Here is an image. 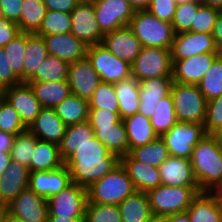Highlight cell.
<instances>
[{
    "label": "cell",
    "mask_w": 222,
    "mask_h": 222,
    "mask_svg": "<svg viewBox=\"0 0 222 222\" xmlns=\"http://www.w3.org/2000/svg\"><path fill=\"white\" fill-rule=\"evenodd\" d=\"M171 96L178 122L204 124L207 100L196 84L174 82L171 89Z\"/></svg>",
    "instance_id": "obj_6"
},
{
    "label": "cell",
    "mask_w": 222,
    "mask_h": 222,
    "mask_svg": "<svg viewBox=\"0 0 222 222\" xmlns=\"http://www.w3.org/2000/svg\"><path fill=\"white\" fill-rule=\"evenodd\" d=\"M172 77H154L139 81V113L150 118L159 101L171 94Z\"/></svg>",
    "instance_id": "obj_21"
},
{
    "label": "cell",
    "mask_w": 222,
    "mask_h": 222,
    "mask_svg": "<svg viewBox=\"0 0 222 222\" xmlns=\"http://www.w3.org/2000/svg\"><path fill=\"white\" fill-rule=\"evenodd\" d=\"M206 134L202 123L177 122L160 137L168 148L170 156L190 159L194 146Z\"/></svg>",
    "instance_id": "obj_8"
},
{
    "label": "cell",
    "mask_w": 222,
    "mask_h": 222,
    "mask_svg": "<svg viewBox=\"0 0 222 222\" xmlns=\"http://www.w3.org/2000/svg\"><path fill=\"white\" fill-rule=\"evenodd\" d=\"M22 83L10 67L9 57L4 48H0V87L2 89Z\"/></svg>",
    "instance_id": "obj_51"
},
{
    "label": "cell",
    "mask_w": 222,
    "mask_h": 222,
    "mask_svg": "<svg viewBox=\"0 0 222 222\" xmlns=\"http://www.w3.org/2000/svg\"><path fill=\"white\" fill-rule=\"evenodd\" d=\"M87 201V188L72 182L58 194L47 199L48 216L85 218Z\"/></svg>",
    "instance_id": "obj_10"
},
{
    "label": "cell",
    "mask_w": 222,
    "mask_h": 222,
    "mask_svg": "<svg viewBox=\"0 0 222 222\" xmlns=\"http://www.w3.org/2000/svg\"><path fill=\"white\" fill-rule=\"evenodd\" d=\"M119 101L112 83L101 82L89 100V109H108L119 112Z\"/></svg>",
    "instance_id": "obj_43"
},
{
    "label": "cell",
    "mask_w": 222,
    "mask_h": 222,
    "mask_svg": "<svg viewBox=\"0 0 222 222\" xmlns=\"http://www.w3.org/2000/svg\"><path fill=\"white\" fill-rule=\"evenodd\" d=\"M118 98L120 119L132 116L139 112V81L130 76L127 79L113 84Z\"/></svg>",
    "instance_id": "obj_29"
},
{
    "label": "cell",
    "mask_w": 222,
    "mask_h": 222,
    "mask_svg": "<svg viewBox=\"0 0 222 222\" xmlns=\"http://www.w3.org/2000/svg\"><path fill=\"white\" fill-rule=\"evenodd\" d=\"M119 163L120 158L96 137L77 148L65 161L72 182L85 188L110 173Z\"/></svg>",
    "instance_id": "obj_1"
},
{
    "label": "cell",
    "mask_w": 222,
    "mask_h": 222,
    "mask_svg": "<svg viewBox=\"0 0 222 222\" xmlns=\"http://www.w3.org/2000/svg\"><path fill=\"white\" fill-rule=\"evenodd\" d=\"M217 141L222 144V125L213 133Z\"/></svg>",
    "instance_id": "obj_66"
},
{
    "label": "cell",
    "mask_w": 222,
    "mask_h": 222,
    "mask_svg": "<svg viewBox=\"0 0 222 222\" xmlns=\"http://www.w3.org/2000/svg\"><path fill=\"white\" fill-rule=\"evenodd\" d=\"M48 54L68 63L87 57L88 45L75 38L71 33L42 36Z\"/></svg>",
    "instance_id": "obj_23"
},
{
    "label": "cell",
    "mask_w": 222,
    "mask_h": 222,
    "mask_svg": "<svg viewBox=\"0 0 222 222\" xmlns=\"http://www.w3.org/2000/svg\"><path fill=\"white\" fill-rule=\"evenodd\" d=\"M150 122L158 136L166 133L178 122L171 94L159 101L153 115L150 117Z\"/></svg>",
    "instance_id": "obj_39"
},
{
    "label": "cell",
    "mask_w": 222,
    "mask_h": 222,
    "mask_svg": "<svg viewBox=\"0 0 222 222\" xmlns=\"http://www.w3.org/2000/svg\"><path fill=\"white\" fill-rule=\"evenodd\" d=\"M78 4L81 3H93L95 0H75Z\"/></svg>",
    "instance_id": "obj_68"
},
{
    "label": "cell",
    "mask_w": 222,
    "mask_h": 222,
    "mask_svg": "<svg viewBox=\"0 0 222 222\" xmlns=\"http://www.w3.org/2000/svg\"><path fill=\"white\" fill-rule=\"evenodd\" d=\"M54 109L66 126L88 121L89 101L74 94H70Z\"/></svg>",
    "instance_id": "obj_35"
},
{
    "label": "cell",
    "mask_w": 222,
    "mask_h": 222,
    "mask_svg": "<svg viewBox=\"0 0 222 222\" xmlns=\"http://www.w3.org/2000/svg\"><path fill=\"white\" fill-rule=\"evenodd\" d=\"M23 0H0V15L18 24Z\"/></svg>",
    "instance_id": "obj_54"
},
{
    "label": "cell",
    "mask_w": 222,
    "mask_h": 222,
    "mask_svg": "<svg viewBox=\"0 0 222 222\" xmlns=\"http://www.w3.org/2000/svg\"><path fill=\"white\" fill-rule=\"evenodd\" d=\"M47 12L43 0H23L20 20L17 24L22 33L35 34Z\"/></svg>",
    "instance_id": "obj_36"
},
{
    "label": "cell",
    "mask_w": 222,
    "mask_h": 222,
    "mask_svg": "<svg viewBox=\"0 0 222 222\" xmlns=\"http://www.w3.org/2000/svg\"><path fill=\"white\" fill-rule=\"evenodd\" d=\"M26 83L32 88L42 108H55L71 94V89L67 81Z\"/></svg>",
    "instance_id": "obj_31"
},
{
    "label": "cell",
    "mask_w": 222,
    "mask_h": 222,
    "mask_svg": "<svg viewBox=\"0 0 222 222\" xmlns=\"http://www.w3.org/2000/svg\"><path fill=\"white\" fill-rule=\"evenodd\" d=\"M4 209L25 222H46L48 217L47 200L38 196L29 187L23 190Z\"/></svg>",
    "instance_id": "obj_15"
},
{
    "label": "cell",
    "mask_w": 222,
    "mask_h": 222,
    "mask_svg": "<svg viewBox=\"0 0 222 222\" xmlns=\"http://www.w3.org/2000/svg\"><path fill=\"white\" fill-rule=\"evenodd\" d=\"M69 65L70 63L67 61L48 55L41 62L36 73L27 82L67 81Z\"/></svg>",
    "instance_id": "obj_37"
},
{
    "label": "cell",
    "mask_w": 222,
    "mask_h": 222,
    "mask_svg": "<svg viewBox=\"0 0 222 222\" xmlns=\"http://www.w3.org/2000/svg\"><path fill=\"white\" fill-rule=\"evenodd\" d=\"M170 50L172 60L186 59L202 53H219L212 34L191 31L176 34Z\"/></svg>",
    "instance_id": "obj_13"
},
{
    "label": "cell",
    "mask_w": 222,
    "mask_h": 222,
    "mask_svg": "<svg viewBox=\"0 0 222 222\" xmlns=\"http://www.w3.org/2000/svg\"><path fill=\"white\" fill-rule=\"evenodd\" d=\"M212 35L214 37L218 52L222 54V11L217 18Z\"/></svg>",
    "instance_id": "obj_56"
},
{
    "label": "cell",
    "mask_w": 222,
    "mask_h": 222,
    "mask_svg": "<svg viewBox=\"0 0 222 222\" xmlns=\"http://www.w3.org/2000/svg\"><path fill=\"white\" fill-rule=\"evenodd\" d=\"M27 166L11 160L0 178V209H4L13 199L29 186Z\"/></svg>",
    "instance_id": "obj_22"
},
{
    "label": "cell",
    "mask_w": 222,
    "mask_h": 222,
    "mask_svg": "<svg viewBox=\"0 0 222 222\" xmlns=\"http://www.w3.org/2000/svg\"><path fill=\"white\" fill-rule=\"evenodd\" d=\"M200 3L204 6L217 8L222 11V0H200Z\"/></svg>",
    "instance_id": "obj_63"
},
{
    "label": "cell",
    "mask_w": 222,
    "mask_h": 222,
    "mask_svg": "<svg viewBox=\"0 0 222 222\" xmlns=\"http://www.w3.org/2000/svg\"><path fill=\"white\" fill-rule=\"evenodd\" d=\"M176 8L175 0H151L146 10L160 20L172 23Z\"/></svg>",
    "instance_id": "obj_50"
},
{
    "label": "cell",
    "mask_w": 222,
    "mask_h": 222,
    "mask_svg": "<svg viewBox=\"0 0 222 222\" xmlns=\"http://www.w3.org/2000/svg\"><path fill=\"white\" fill-rule=\"evenodd\" d=\"M147 222H167V217L160 215H152Z\"/></svg>",
    "instance_id": "obj_64"
},
{
    "label": "cell",
    "mask_w": 222,
    "mask_h": 222,
    "mask_svg": "<svg viewBox=\"0 0 222 222\" xmlns=\"http://www.w3.org/2000/svg\"><path fill=\"white\" fill-rule=\"evenodd\" d=\"M66 127L54 108H42L27 129L39 140L59 145L65 134Z\"/></svg>",
    "instance_id": "obj_25"
},
{
    "label": "cell",
    "mask_w": 222,
    "mask_h": 222,
    "mask_svg": "<svg viewBox=\"0 0 222 222\" xmlns=\"http://www.w3.org/2000/svg\"><path fill=\"white\" fill-rule=\"evenodd\" d=\"M220 12L221 10L217 8L201 5L196 12L194 25H191L190 31L212 34Z\"/></svg>",
    "instance_id": "obj_48"
},
{
    "label": "cell",
    "mask_w": 222,
    "mask_h": 222,
    "mask_svg": "<svg viewBox=\"0 0 222 222\" xmlns=\"http://www.w3.org/2000/svg\"><path fill=\"white\" fill-rule=\"evenodd\" d=\"M1 216L3 217V222H25L24 220L9 214L5 209H1Z\"/></svg>",
    "instance_id": "obj_62"
},
{
    "label": "cell",
    "mask_w": 222,
    "mask_h": 222,
    "mask_svg": "<svg viewBox=\"0 0 222 222\" xmlns=\"http://www.w3.org/2000/svg\"><path fill=\"white\" fill-rule=\"evenodd\" d=\"M136 191L126 170L119 163L110 173L87 188V202L119 205Z\"/></svg>",
    "instance_id": "obj_3"
},
{
    "label": "cell",
    "mask_w": 222,
    "mask_h": 222,
    "mask_svg": "<svg viewBox=\"0 0 222 222\" xmlns=\"http://www.w3.org/2000/svg\"><path fill=\"white\" fill-rule=\"evenodd\" d=\"M120 164L126 170L137 191L147 192L161 185L158 167H152L136 160L130 153L120 157Z\"/></svg>",
    "instance_id": "obj_24"
},
{
    "label": "cell",
    "mask_w": 222,
    "mask_h": 222,
    "mask_svg": "<svg viewBox=\"0 0 222 222\" xmlns=\"http://www.w3.org/2000/svg\"><path fill=\"white\" fill-rule=\"evenodd\" d=\"M70 33L88 46L102 43L104 34L98 27L93 3H81L71 11Z\"/></svg>",
    "instance_id": "obj_12"
},
{
    "label": "cell",
    "mask_w": 222,
    "mask_h": 222,
    "mask_svg": "<svg viewBox=\"0 0 222 222\" xmlns=\"http://www.w3.org/2000/svg\"><path fill=\"white\" fill-rule=\"evenodd\" d=\"M93 5L103 34L128 26L135 13L128 0H95Z\"/></svg>",
    "instance_id": "obj_11"
},
{
    "label": "cell",
    "mask_w": 222,
    "mask_h": 222,
    "mask_svg": "<svg viewBox=\"0 0 222 222\" xmlns=\"http://www.w3.org/2000/svg\"><path fill=\"white\" fill-rule=\"evenodd\" d=\"M220 55L202 53L186 59L172 60L173 82L197 85Z\"/></svg>",
    "instance_id": "obj_14"
},
{
    "label": "cell",
    "mask_w": 222,
    "mask_h": 222,
    "mask_svg": "<svg viewBox=\"0 0 222 222\" xmlns=\"http://www.w3.org/2000/svg\"><path fill=\"white\" fill-rule=\"evenodd\" d=\"M16 135L0 131V151L10 152Z\"/></svg>",
    "instance_id": "obj_57"
},
{
    "label": "cell",
    "mask_w": 222,
    "mask_h": 222,
    "mask_svg": "<svg viewBox=\"0 0 222 222\" xmlns=\"http://www.w3.org/2000/svg\"><path fill=\"white\" fill-rule=\"evenodd\" d=\"M122 120L127 133L129 153L132 149L149 144L159 137L151 125L150 118L139 112Z\"/></svg>",
    "instance_id": "obj_28"
},
{
    "label": "cell",
    "mask_w": 222,
    "mask_h": 222,
    "mask_svg": "<svg viewBox=\"0 0 222 222\" xmlns=\"http://www.w3.org/2000/svg\"><path fill=\"white\" fill-rule=\"evenodd\" d=\"M67 82L69 83L71 94L89 101L101 80L89 59L85 57L70 63Z\"/></svg>",
    "instance_id": "obj_17"
},
{
    "label": "cell",
    "mask_w": 222,
    "mask_h": 222,
    "mask_svg": "<svg viewBox=\"0 0 222 222\" xmlns=\"http://www.w3.org/2000/svg\"><path fill=\"white\" fill-rule=\"evenodd\" d=\"M38 138L28 129L17 134L11 147V160H15L28 167Z\"/></svg>",
    "instance_id": "obj_42"
},
{
    "label": "cell",
    "mask_w": 222,
    "mask_h": 222,
    "mask_svg": "<svg viewBox=\"0 0 222 222\" xmlns=\"http://www.w3.org/2000/svg\"><path fill=\"white\" fill-rule=\"evenodd\" d=\"M170 49L143 47L131 65V76L138 81L154 77H172Z\"/></svg>",
    "instance_id": "obj_7"
},
{
    "label": "cell",
    "mask_w": 222,
    "mask_h": 222,
    "mask_svg": "<svg viewBox=\"0 0 222 222\" xmlns=\"http://www.w3.org/2000/svg\"><path fill=\"white\" fill-rule=\"evenodd\" d=\"M207 101L222 95V54L197 84Z\"/></svg>",
    "instance_id": "obj_40"
},
{
    "label": "cell",
    "mask_w": 222,
    "mask_h": 222,
    "mask_svg": "<svg viewBox=\"0 0 222 222\" xmlns=\"http://www.w3.org/2000/svg\"><path fill=\"white\" fill-rule=\"evenodd\" d=\"M71 25L70 13L47 10L41 26L35 34L42 37L46 35L70 33Z\"/></svg>",
    "instance_id": "obj_41"
},
{
    "label": "cell",
    "mask_w": 222,
    "mask_h": 222,
    "mask_svg": "<svg viewBox=\"0 0 222 222\" xmlns=\"http://www.w3.org/2000/svg\"><path fill=\"white\" fill-rule=\"evenodd\" d=\"M87 58L99 74L101 82L114 84L131 76V65L115 56L101 43L88 47Z\"/></svg>",
    "instance_id": "obj_9"
},
{
    "label": "cell",
    "mask_w": 222,
    "mask_h": 222,
    "mask_svg": "<svg viewBox=\"0 0 222 222\" xmlns=\"http://www.w3.org/2000/svg\"><path fill=\"white\" fill-rule=\"evenodd\" d=\"M119 120V112H111L108 109H89L88 123L90 125H110Z\"/></svg>",
    "instance_id": "obj_52"
},
{
    "label": "cell",
    "mask_w": 222,
    "mask_h": 222,
    "mask_svg": "<svg viewBox=\"0 0 222 222\" xmlns=\"http://www.w3.org/2000/svg\"><path fill=\"white\" fill-rule=\"evenodd\" d=\"M0 222H3V217L1 216V209H0Z\"/></svg>",
    "instance_id": "obj_69"
},
{
    "label": "cell",
    "mask_w": 222,
    "mask_h": 222,
    "mask_svg": "<svg viewBox=\"0 0 222 222\" xmlns=\"http://www.w3.org/2000/svg\"><path fill=\"white\" fill-rule=\"evenodd\" d=\"M22 32L19 26L12 20L0 17V48H4L11 40Z\"/></svg>",
    "instance_id": "obj_53"
},
{
    "label": "cell",
    "mask_w": 222,
    "mask_h": 222,
    "mask_svg": "<svg viewBox=\"0 0 222 222\" xmlns=\"http://www.w3.org/2000/svg\"><path fill=\"white\" fill-rule=\"evenodd\" d=\"M128 27L143 47L171 49L175 36L172 23L160 20L147 10H136Z\"/></svg>",
    "instance_id": "obj_4"
},
{
    "label": "cell",
    "mask_w": 222,
    "mask_h": 222,
    "mask_svg": "<svg viewBox=\"0 0 222 222\" xmlns=\"http://www.w3.org/2000/svg\"><path fill=\"white\" fill-rule=\"evenodd\" d=\"M25 57L23 63V82H27L38 70L41 62L48 57L43 37L26 33Z\"/></svg>",
    "instance_id": "obj_33"
},
{
    "label": "cell",
    "mask_w": 222,
    "mask_h": 222,
    "mask_svg": "<svg viewBox=\"0 0 222 222\" xmlns=\"http://www.w3.org/2000/svg\"><path fill=\"white\" fill-rule=\"evenodd\" d=\"M46 222H86L85 218H64L56 216H48Z\"/></svg>",
    "instance_id": "obj_61"
},
{
    "label": "cell",
    "mask_w": 222,
    "mask_h": 222,
    "mask_svg": "<svg viewBox=\"0 0 222 222\" xmlns=\"http://www.w3.org/2000/svg\"><path fill=\"white\" fill-rule=\"evenodd\" d=\"M167 222H191L187 212L167 216Z\"/></svg>",
    "instance_id": "obj_59"
},
{
    "label": "cell",
    "mask_w": 222,
    "mask_h": 222,
    "mask_svg": "<svg viewBox=\"0 0 222 222\" xmlns=\"http://www.w3.org/2000/svg\"><path fill=\"white\" fill-rule=\"evenodd\" d=\"M101 44L130 65L143 48L140 40L128 26L105 33Z\"/></svg>",
    "instance_id": "obj_19"
},
{
    "label": "cell",
    "mask_w": 222,
    "mask_h": 222,
    "mask_svg": "<svg viewBox=\"0 0 222 222\" xmlns=\"http://www.w3.org/2000/svg\"><path fill=\"white\" fill-rule=\"evenodd\" d=\"M190 160L201 192H214L222 185V144L213 134L194 146Z\"/></svg>",
    "instance_id": "obj_2"
},
{
    "label": "cell",
    "mask_w": 222,
    "mask_h": 222,
    "mask_svg": "<svg viewBox=\"0 0 222 222\" xmlns=\"http://www.w3.org/2000/svg\"><path fill=\"white\" fill-rule=\"evenodd\" d=\"M2 97L18 112L21 121L28 128L40 113L42 106L26 82L4 88Z\"/></svg>",
    "instance_id": "obj_16"
},
{
    "label": "cell",
    "mask_w": 222,
    "mask_h": 222,
    "mask_svg": "<svg viewBox=\"0 0 222 222\" xmlns=\"http://www.w3.org/2000/svg\"><path fill=\"white\" fill-rule=\"evenodd\" d=\"M222 125V95L207 101L204 127L207 134H213Z\"/></svg>",
    "instance_id": "obj_49"
},
{
    "label": "cell",
    "mask_w": 222,
    "mask_h": 222,
    "mask_svg": "<svg viewBox=\"0 0 222 222\" xmlns=\"http://www.w3.org/2000/svg\"><path fill=\"white\" fill-rule=\"evenodd\" d=\"M201 5L200 1L177 5L174 19L172 21V27L175 35L190 31L191 25H194L196 12Z\"/></svg>",
    "instance_id": "obj_47"
},
{
    "label": "cell",
    "mask_w": 222,
    "mask_h": 222,
    "mask_svg": "<svg viewBox=\"0 0 222 222\" xmlns=\"http://www.w3.org/2000/svg\"><path fill=\"white\" fill-rule=\"evenodd\" d=\"M213 193L217 196L222 210V185L219 186Z\"/></svg>",
    "instance_id": "obj_65"
},
{
    "label": "cell",
    "mask_w": 222,
    "mask_h": 222,
    "mask_svg": "<svg viewBox=\"0 0 222 222\" xmlns=\"http://www.w3.org/2000/svg\"><path fill=\"white\" fill-rule=\"evenodd\" d=\"M86 222H123L118 205L87 202Z\"/></svg>",
    "instance_id": "obj_45"
},
{
    "label": "cell",
    "mask_w": 222,
    "mask_h": 222,
    "mask_svg": "<svg viewBox=\"0 0 222 222\" xmlns=\"http://www.w3.org/2000/svg\"><path fill=\"white\" fill-rule=\"evenodd\" d=\"M27 130L18 112L2 96L0 97V131L17 135Z\"/></svg>",
    "instance_id": "obj_46"
},
{
    "label": "cell",
    "mask_w": 222,
    "mask_h": 222,
    "mask_svg": "<svg viewBox=\"0 0 222 222\" xmlns=\"http://www.w3.org/2000/svg\"><path fill=\"white\" fill-rule=\"evenodd\" d=\"M123 222H147L152 216L146 192L136 191L119 205Z\"/></svg>",
    "instance_id": "obj_34"
},
{
    "label": "cell",
    "mask_w": 222,
    "mask_h": 222,
    "mask_svg": "<svg viewBox=\"0 0 222 222\" xmlns=\"http://www.w3.org/2000/svg\"><path fill=\"white\" fill-rule=\"evenodd\" d=\"M95 137L119 158L129 153L128 138L123 120L110 125H91Z\"/></svg>",
    "instance_id": "obj_26"
},
{
    "label": "cell",
    "mask_w": 222,
    "mask_h": 222,
    "mask_svg": "<svg viewBox=\"0 0 222 222\" xmlns=\"http://www.w3.org/2000/svg\"><path fill=\"white\" fill-rule=\"evenodd\" d=\"M191 222H222V210L213 192H201L186 210Z\"/></svg>",
    "instance_id": "obj_27"
},
{
    "label": "cell",
    "mask_w": 222,
    "mask_h": 222,
    "mask_svg": "<svg viewBox=\"0 0 222 222\" xmlns=\"http://www.w3.org/2000/svg\"><path fill=\"white\" fill-rule=\"evenodd\" d=\"M158 169L161 176V184L163 185L199 187L190 159L169 156Z\"/></svg>",
    "instance_id": "obj_20"
},
{
    "label": "cell",
    "mask_w": 222,
    "mask_h": 222,
    "mask_svg": "<svg viewBox=\"0 0 222 222\" xmlns=\"http://www.w3.org/2000/svg\"><path fill=\"white\" fill-rule=\"evenodd\" d=\"M11 162V153L0 151V178L3 176L5 170Z\"/></svg>",
    "instance_id": "obj_58"
},
{
    "label": "cell",
    "mask_w": 222,
    "mask_h": 222,
    "mask_svg": "<svg viewBox=\"0 0 222 222\" xmlns=\"http://www.w3.org/2000/svg\"><path fill=\"white\" fill-rule=\"evenodd\" d=\"M47 10L71 13L78 4L75 0H43Z\"/></svg>",
    "instance_id": "obj_55"
},
{
    "label": "cell",
    "mask_w": 222,
    "mask_h": 222,
    "mask_svg": "<svg viewBox=\"0 0 222 222\" xmlns=\"http://www.w3.org/2000/svg\"><path fill=\"white\" fill-rule=\"evenodd\" d=\"M130 5L136 10H146L150 3L151 0H128Z\"/></svg>",
    "instance_id": "obj_60"
},
{
    "label": "cell",
    "mask_w": 222,
    "mask_h": 222,
    "mask_svg": "<svg viewBox=\"0 0 222 222\" xmlns=\"http://www.w3.org/2000/svg\"><path fill=\"white\" fill-rule=\"evenodd\" d=\"M64 164L65 162L60 156L59 145L39 139L37 140L30 160L29 172L50 171Z\"/></svg>",
    "instance_id": "obj_30"
},
{
    "label": "cell",
    "mask_w": 222,
    "mask_h": 222,
    "mask_svg": "<svg viewBox=\"0 0 222 222\" xmlns=\"http://www.w3.org/2000/svg\"><path fill=\"white\" fill-rule=\"evenodd\" d=\"M194 1H200V0H175L177 5L187 3V2H194Z\"/></svg>",
    "instance_id": "obj_67"
},
{
    "label": "cell",
    "mask_w": 222,
    "mask_h": 222,
    "mask_svg": "<svg viewBox=\"0 0 222 222\" xmlns=\"http://www.w3.org/2000/svg\"><path fill=\"white\" fill-rule=\"evenodd\" d=\"M94 130L88 121L66 127L65 134L59 144L60 156L65 162L77 148L94 138Z\"/></svg>",
    "instance_id": "obj_32"
},
{
    "label": "cell",
    "mask_w": 222,
    "mask_h": 222,
    "mask_svg": "<svg viewBox=\"0 0 222 222\" xmlns=\"http://www.w3.org/2000/svg\"><path fill=\"white\" fill-rule=\"evenodd\" d=\"M201 193L199 187L159 185L146 192L152 215L170 216L186 212L192 200Z\"/></svg>",
    "instance_id": "obj_5"
},
{
    "label": "cell",
    "mask_w": 222,
    "mask_h": 222,
    "mask_svg": "<svg viewBox=\"0 0 222 222\" xmlns=\"http://www.w3.org/2000/svg\"><path fill=\"white\" fill-rule=\"evenodd\" d=\"M72 183L69 169L63 166L50 171L29 173V188L46 200Z\"/></svg>",
    "instance_id": "obj_18"
},
{
    "label": "cell",
    "mask_w": 222,
    "mask_h": 222,
    "mask_svg": "<svg viewBox=\"0 0 222 222\" xmlns=\"http://www.w3.org/2000/svg\"><path fill=\"white\" fill-rule=\"evenodd\" d=\"M130 154L136 160L152 167H159L170 156L160 136L149 144L132 149Z\"/></svg>",
    "instance_id": "obj_38"
},
{
    "label": "cell",
    "mask_w": 222,
    "mask_h": 222,
    "mask_svg": "<svg viewBox=\"0 0 222 222\" xmlns=\"http://www.w3.org/2000/svg\"><path fill=\"white\" fill-rule=\"evenodd\" d=\"M26 33H21L11 40L5 47L13 73L23 82V63L25 57Z\"/></svg>",
    "instance_id": "obj_44"
},
{
    "label": "cell",
    "mask_w": 222,
    "mask_h": 222,
    "mask_svg": "<svg viewBox=\"0 0 222 222\" xmlns=\"http://www.w3.org/2000/svg\"><path fill=\"white\" fill-rule=\"evenodd\" d=\"M3 89L0 87V97L2 96Z\"/></svg>",
    "instance_id": "obj_70"
}]
</instances>
